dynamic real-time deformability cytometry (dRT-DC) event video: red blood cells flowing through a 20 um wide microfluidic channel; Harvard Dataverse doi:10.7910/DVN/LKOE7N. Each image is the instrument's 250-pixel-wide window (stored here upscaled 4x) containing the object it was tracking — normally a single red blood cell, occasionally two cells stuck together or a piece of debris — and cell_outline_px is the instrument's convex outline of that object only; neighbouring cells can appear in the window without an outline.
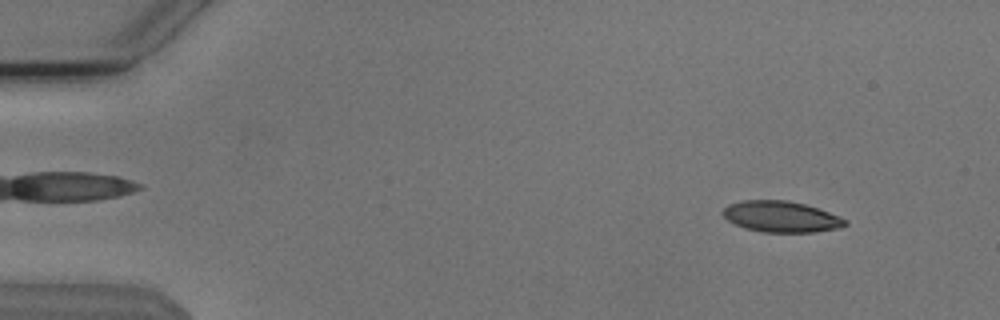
{"species": "Egyptian fruit bat (a non-hibernating species)", "species_latin": "Rousettus aegyptiacus", "temperature_condition": "cold", "stored_images_in_passage": 49, "camera_frame_rate_fps": 3000, "um_per_image_px": 0.085, "animal": {"sex": "male"}, "frame": {"image": 1, "passage_image": 1, "time_ms": 0.0, "image_size_px": [1000, 320], "cell_outline_px": [[848, 224], [840, 228], [816, 232], [764, 232], [744, 228], [728, 220], [724, 216], [724, 208], [728, 204], [744, 200], [784, 200], [804, 204], [840, 216], [848, 220]], "centroid_in_image_um": [66.43, 18.42], "position_along_channel_um": 18.6, "area_um2": 22.02}}
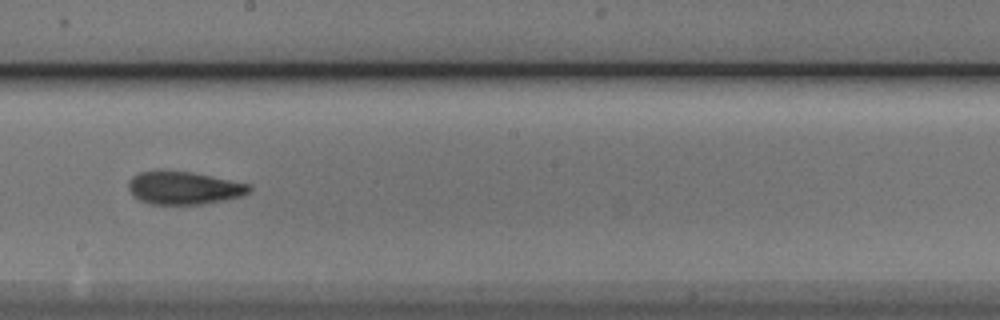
{"frame": {"image": 2, "passage_image": 26, "time_ms": 8.333, "image_size_px": [1000, 320], "cell_outline_px": [[252, 188], [244, 196], [204, 204], [152, 204], [140, 200], [128, 188], [128, 180], [132, 176], [140, 172], [156, 168], [160, 168], [192, 172], [252, 184]], "centroid_in_image_um": [15.63, 15.93], "position_along_channel_um": 232.6, "area_um2": 23.7}}
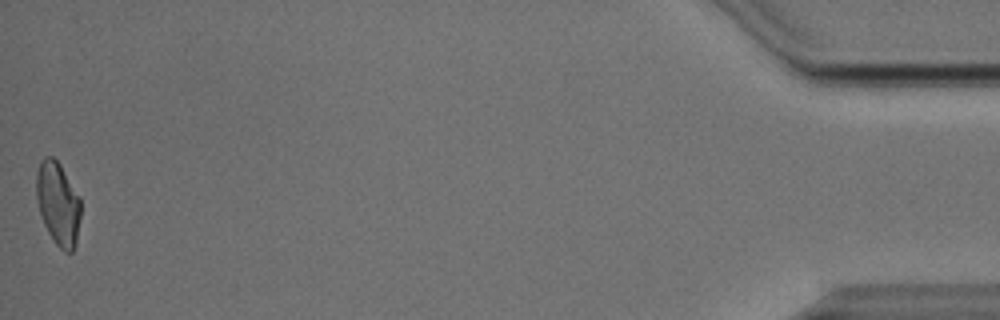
{"frame": {"image": 3, "passage_image": 49, "time_ms": 16.0, "image_size_px": [1000, 320], "cell_outline_px": [[80, 216], [76, 244], [72, 252], [64, 252], [56, 244], [48, 232], [40, 216], [36, 196], [36, 172], [40, 160], [44, 156], [52, 156], [60, 164], [80, 196]], "centroid_in_image_um": [4.92, 17.28], "position_along_channel_um": 430.3, "area_um2": 21.73}, "authors_computed_cell_mechanics": {"area_um2": 22.6576, "velocity_mm_per_s": 3.8163, "shape_relaxation_time_tau1_ms": 4.961, "shape_relaxation_time_tau2_ms": 2.5675, "deformation_change_tau1": 0.1495, "deformation_change_tau2": 0.0842}}